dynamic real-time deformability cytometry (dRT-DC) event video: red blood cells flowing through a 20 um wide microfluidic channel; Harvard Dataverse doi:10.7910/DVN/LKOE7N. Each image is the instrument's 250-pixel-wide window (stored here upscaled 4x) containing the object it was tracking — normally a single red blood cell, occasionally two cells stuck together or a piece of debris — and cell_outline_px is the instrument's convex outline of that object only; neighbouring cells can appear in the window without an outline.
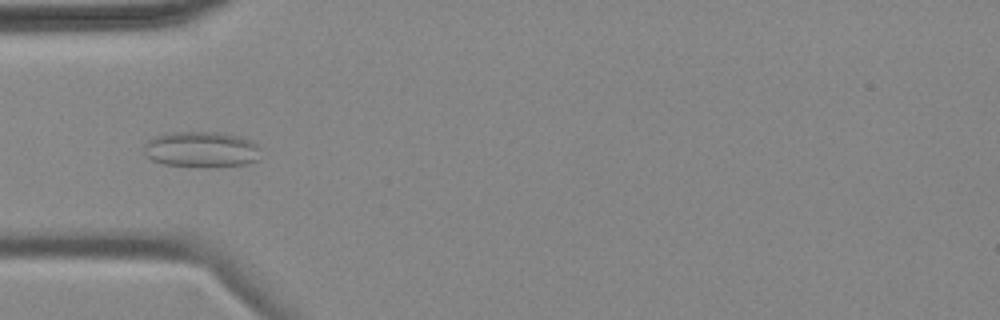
{"species": "common noctule bat (a hibernating species)", "species_latin": "Nyctalus noctula", "temperature_condition": "cold", "stored_images_in_passage": 6, "camera_frame_rate_fps": 3000, "um_per_image_px": 0.085, "animal": {"sex": "female", "body_mass_g": 18.4}, "frame": {"image": 1, "passage_image": 2, "time_ms": 1.333, "image_size_px": [1000, 320], "cell_outline_px": [[260, 160], [248, 164], [164, 164], [152, 160], [144, 156], [144, 144], [148, 140], [156, 136], [168, 132], [216, 132], [240, 136], [252, 140], [256, 144]], "centroid_in_image_um": [17.09, 12.65], "position_along_channel_um": 67.9, "area_um2": 23.58}}
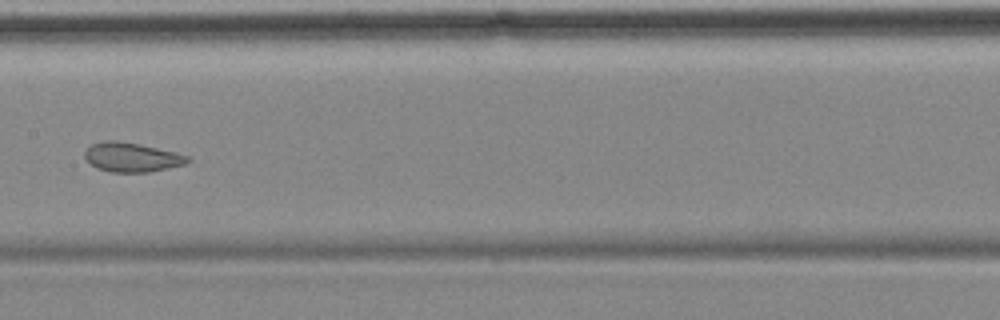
{"frame": {"image": 2, "passage_image": 5, "time_ms": 5.0, "image_size_px": [1000, 320], "cell_outline_px": [[192, 160], [184, 164], [168, 168], [148, 172], [112, 172], [96, 168], [84, 156], [84, 152], [92, 144], [108, 140], [116, 140], [140, 144], [176, 152], [188, 156]], "centroid_in_image_um": [11.22, 13.36], "position_along_channel_um": 196.2, "area_um2": 17.46}}
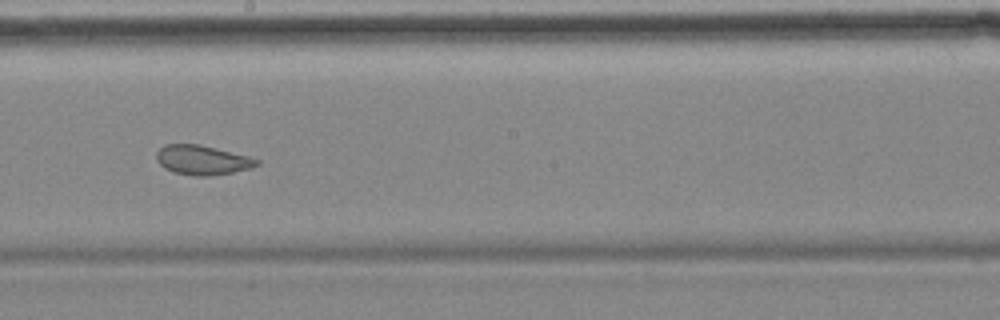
{"frame": {"image": 3, "passage_image": 6, "time_ms": 6.0, "image_size_px": [1000, 320], "cell_outline_px": [[260, 164], [252, 168], [232, 172], [208, 176], [196, 176], [176, 172], [164, 168], [156, 160], [156, 152], [164, 144], [200, 144], [248, 156], [260, 160]], "centroid_in_image_um": [17.2, 13.59], "position_along_channel_um": 231.0, "area_um2": 17.22}}